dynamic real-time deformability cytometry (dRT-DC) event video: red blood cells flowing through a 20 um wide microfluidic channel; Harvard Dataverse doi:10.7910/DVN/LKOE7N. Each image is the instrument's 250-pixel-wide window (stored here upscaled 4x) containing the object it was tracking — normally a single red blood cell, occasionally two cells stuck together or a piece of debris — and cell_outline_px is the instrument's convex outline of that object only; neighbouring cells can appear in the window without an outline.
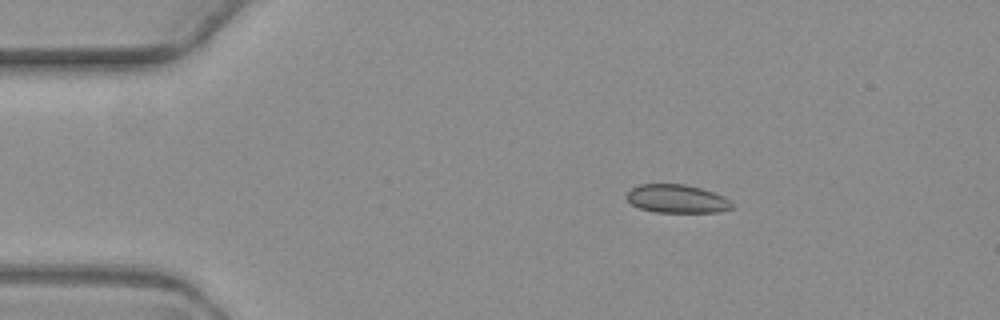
{"species": "common noctule bat (a hibernating species)", "species_latin": "Nyctalus noctula", "temperature_condition": "warm", "stored_images_in_passage": 3, "camera_frame_rate_fps": 3000, "um_per_image_px": 0.085, "animal": {"sex": "female", "body_mass_g": 19.3, "forearm_length_mm": 54.1}, "frame": {"image": 1, "passage_image": 2, "time_ms": 1.0, "image_size_px": [1000, 320], "cell_outline_px": [[732, 208], [716, 212], [656, 212], [640, 208], [632, 204], [628, 200], [628, 192], [632, 188], [640, 184], [684, 184], [700, 188], [724, 196], [732, 204]], "centroid_in_image_um": [57.53, 16.89], "position_along_channel_um": 27.5, "area_um2": 17.11}}